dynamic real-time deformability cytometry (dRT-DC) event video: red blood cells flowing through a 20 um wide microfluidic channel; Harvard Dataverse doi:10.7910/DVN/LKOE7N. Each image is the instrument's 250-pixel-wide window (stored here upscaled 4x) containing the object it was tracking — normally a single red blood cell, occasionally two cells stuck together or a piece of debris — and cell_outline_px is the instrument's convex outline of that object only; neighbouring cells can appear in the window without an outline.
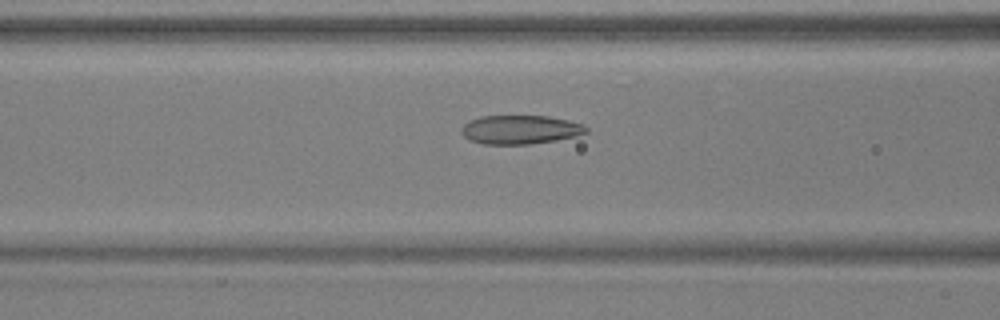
{"species": "common noctule bat (a hibernating species)", "species_latin": "Nyctalus noctula", "temperature_condition": "warm", "stored_images_in_passage": 52, "camera_frame_rate_fps": 3000, "um_per_image_px": 0.085, "animal": {"sex": "male", "body_mass_g": 17.9, "forearm_length_mm": 54.2}, "frame": {"image": 1, "passage_image": 21, "time_ms": 6.667, "image_size_px": [1000, 320], "cell_outline_px": [[588, 132], [576, 136], [556, 140], [528, 144], [484, 144], [468, 140], [460, 132], [460, 128], [468, 120], [480, 116], [548, 116], [568, 120], [584, 124], [588, 128]], "centroid_in_image_um": [44.2, 11.01], "position_along_channel_um": 122.4, "area_um2": 21.15}}
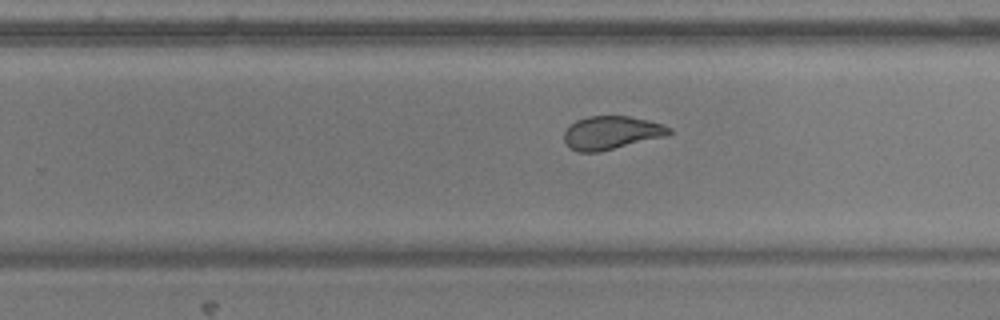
{"frame": {"image": 2, "passage_image": 33, "time_ms": 10.667, "image_size_px": [1000, 320], "cell_outline_px": [[672, 132], [668, 136], [600, 152], [580, 152], [572, 148], [564, 140], [564, 132], [576, 120], [588, 116], [628, 116], [648, 120], [664, 124], [672, 128]], "centroid_in_image_um": [52.03, 11.28], "position_along_channel_um": 277.8, "area_um2": 20.46}}
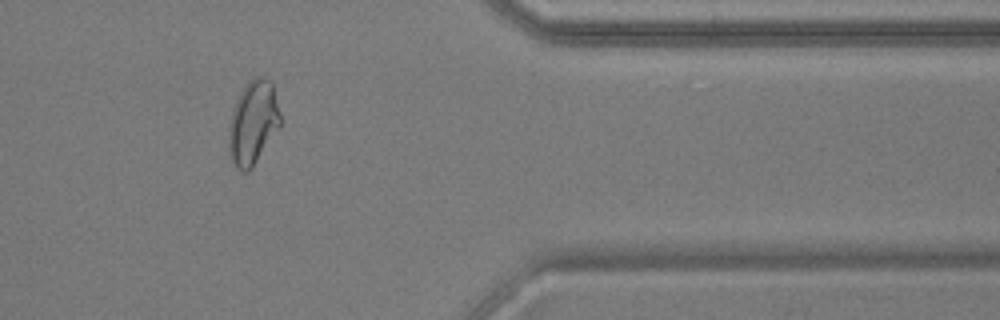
{"frame": {"image": 3, "passage_image": 43, "time_ms": 14.0, "image_size_px": [1000, 320], "cell_outline_px": [[280, 128], [252, 168], [248, 172], [244, 172], [232, 160], [228, 152], [228, 136], [232, 112], [240, 92], [248, 80], [256, 76], [264, 76], [272, 80], [280, 112]], "centroid_in_image_um": [21.53, 10.39], "position_along_channel_um": 389.9, "area_um2": 25.32}, "authors_computed_cell_mechanics": {"area_um2": 23.0911, "velocity_mm_per_s": 3.893, "shape_relaxation_time_tau1_ms": null, "shape_relaxation_time_tau2_ms": 1.3902, "deformation_change_tau1": null, "deformation_change_tau2": 0.0628}}